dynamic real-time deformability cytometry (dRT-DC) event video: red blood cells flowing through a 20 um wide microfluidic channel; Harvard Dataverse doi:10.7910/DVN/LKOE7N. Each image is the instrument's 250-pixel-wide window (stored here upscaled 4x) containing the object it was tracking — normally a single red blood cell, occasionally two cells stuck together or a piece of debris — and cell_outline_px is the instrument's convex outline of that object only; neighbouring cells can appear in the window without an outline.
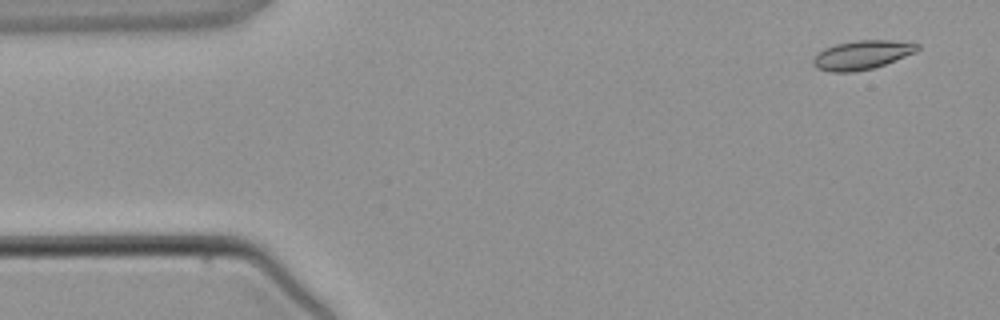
{"species": "common noctule bat (a hibernating species)", "species_latin": "Nyctalus noctula", "temperature_condition": "warm", "stored_images_in_passage": 3, "camera_frame_rate_fps": 3000, "um_per_image_px": 0.085, "animal": {"sex": "male", "body_mass_g": 21.5, "forearm_length_mm": 52.0}, "frame": {"image": 1, "passage_image": 1, "time_ms": 0.0, "image_size_px": [1000, 320], "cell_outline_px": [[920, 48], [916, 52], [884, 64], [872, 68], [852, 72], [832, 72], [816, 68], [812, 64], [812, 60], [816, 52], [824, 48], [836, 44], [856, 40], [892, 40], [920, 44]], "centroid_in_image_um": [73.23, 4.66], "position_along_channel_um": 11.8, "area_um2": 17.63}}
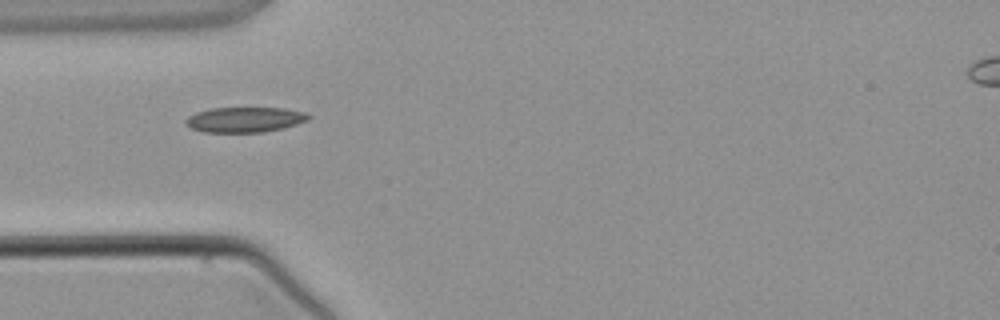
{"frame": {"image": 2, "passage_image": 3, "time_ms": 3.333, "image_size_px": [1000, 320], "cell_outline_px": [[312, 116], [308, 120], [284, 128], [264, 132], [204, 132], [192, 128], [184, 124], [184, 120], [188, 116], [196, 112], [212, 108], [284, 108], [308, 112]], "centroid_in_image_um": [20.83, 10.16], "position_along_channel_um": 64.2, "area_um2": 18.21}}